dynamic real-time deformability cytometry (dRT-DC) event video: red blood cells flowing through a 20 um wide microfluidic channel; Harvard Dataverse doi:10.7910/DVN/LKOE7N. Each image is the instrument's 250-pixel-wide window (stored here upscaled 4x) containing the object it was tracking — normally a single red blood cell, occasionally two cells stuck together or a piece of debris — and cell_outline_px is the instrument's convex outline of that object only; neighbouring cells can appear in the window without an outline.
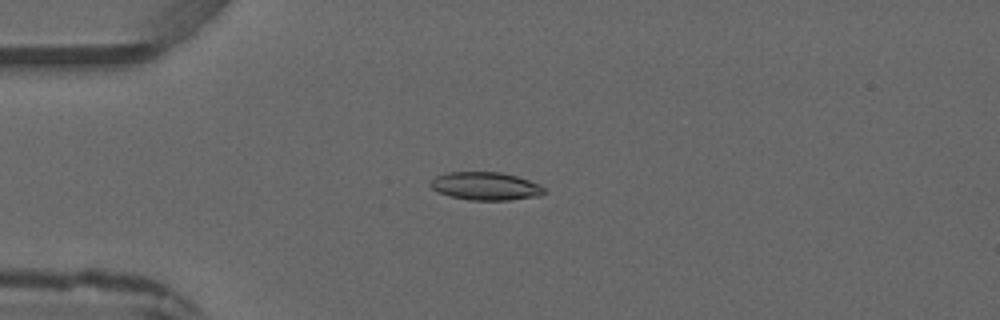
{"species": "common noctule bat (a hibernating species)", "species_latin": "Nyctalus noctula", "temperature_condition": "warm", "stored_images_in_passage": 3, "camera_frame_rate_fps": 3000, "um_per_image_px": 0.085, "animal": {"sex": "male", "forearm_length_mm": 52.5}, "frame": {"image": 1, "passage_image": 3, "time_ms": 2.333, "image_size_px": [1000, 320], "cell_outline_px": [[544, 192], [540, 196], [508, 200], [468, 200], [436, 192], [428, 184], [436, 176], [448, 172], [500, 172], [516, 176], [528, 180], [544, 188]], "centroid_in_image_um": [41.23, 15.82], "position_along_channel_um": 43.8, "area_um2": 18.44}}